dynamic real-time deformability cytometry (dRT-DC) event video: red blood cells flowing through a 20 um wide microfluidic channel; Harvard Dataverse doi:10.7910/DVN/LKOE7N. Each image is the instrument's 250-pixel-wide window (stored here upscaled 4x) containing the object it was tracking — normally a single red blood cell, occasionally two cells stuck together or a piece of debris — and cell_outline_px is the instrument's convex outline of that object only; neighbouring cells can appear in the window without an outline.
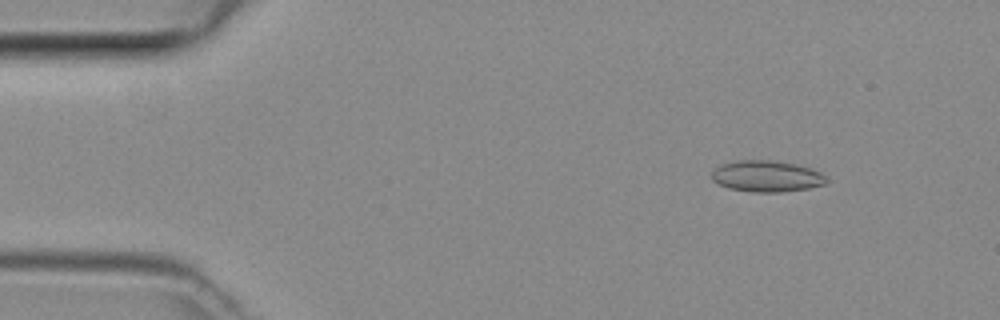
{"species": "common noctule bat (a hibernating species)", "species_latin": "Nyctalus noctula", "temperature_condition": "room temperature", "stored_images_in_passage": 48, "camera_frame_rate_fps": 3000, "um_per_image_px": 0.085, "animal": {"sex": "female", "body_mass_g": 29.2, "forearm_length_mm": 56.3}, "frame": {"image": 1, "passage_image": 6, "time_ms": 1.667, "image_size_px": [1000, 320], "cell_outline_px": [[828, 180], [824, 184], [808, 188], [780, 192], [752, 192], [728, 188], [712, 180], [712, 168], [720, 164], [736, 160], [768, 160], [796, 164], [812, 168], [820, 172]], "centroid_in_image_um": [65.13, 14.97], "position_along_channel_um": 19.9, "area_um2": 20.98}}
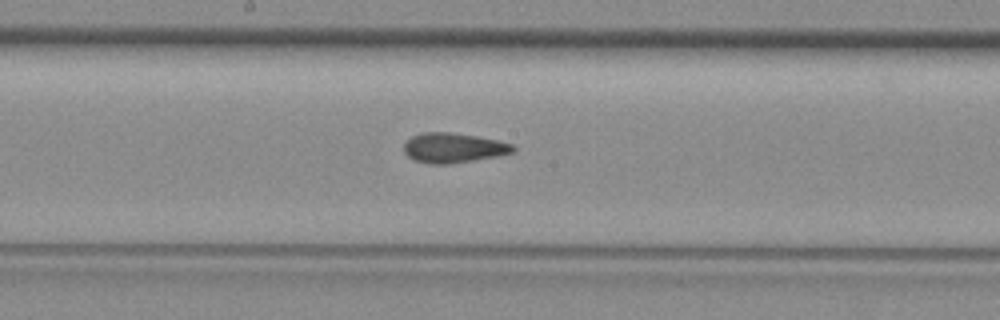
{"frame": {"image": 2, "passage_image": 25, "time_ms": 8.0, "image_size_px": [1000, 320], "cell_outline_px": [[516, 148], [512, 152], [496, 156], [448, 164], [428, 164], [416, 160], [408, 156], [404, 152], [404, 144], [412, 136], [424, 132], [448, 132], [476, 136], [500, 140], [512, 144]], "centroid_in_image_um": [38.53, 12.56], "position_along_channel_um": 209.7, "area_um2": 18.79}}
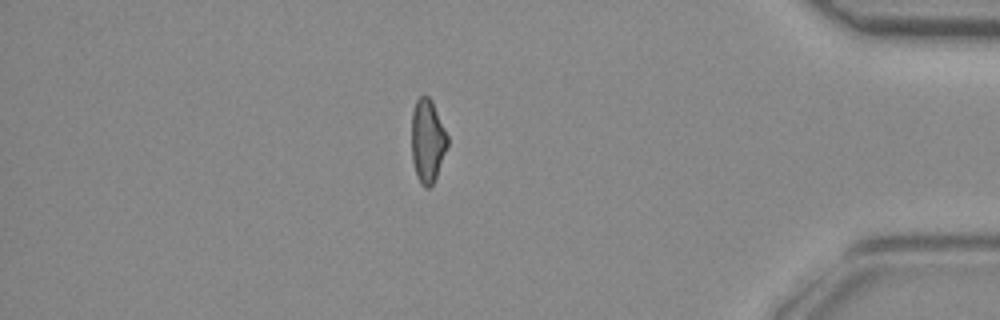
{"frame": {"image": 3, "passage_image": 41, "time_ms": 13.333, "image_size_px": [1000, 320], "cell_outline_px": [[448, 144], [436, 176], [432, 184], [428, 188], [424, 188], [420, 184], [412, 160], [412, 112], [416, 100], [420, 96], [428, 96], [432, 100], [448, 136]], "centroid_in_image_um": [36.33, 11.96], "position_along_channel_um": 398.9, "area_um2": 17.28}}